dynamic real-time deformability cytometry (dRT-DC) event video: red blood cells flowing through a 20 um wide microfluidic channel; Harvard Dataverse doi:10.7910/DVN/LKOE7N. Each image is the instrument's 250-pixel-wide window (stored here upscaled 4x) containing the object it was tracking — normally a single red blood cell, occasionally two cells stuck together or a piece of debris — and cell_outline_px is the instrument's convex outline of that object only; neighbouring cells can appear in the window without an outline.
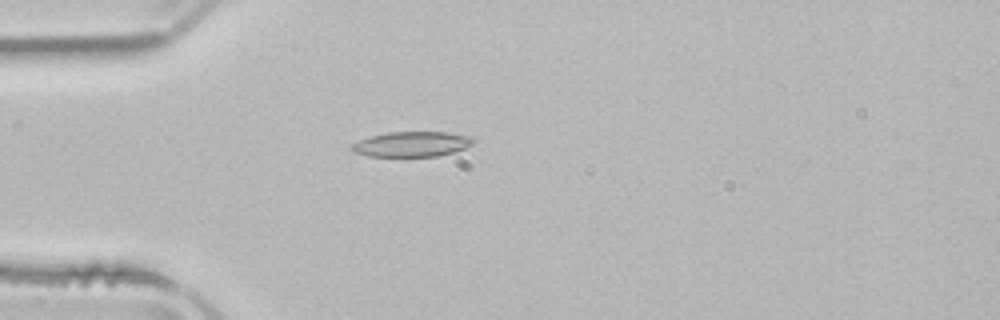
{"species": "common noctule bat (a hibernating species)", "species_latin": "Nyctalus noctula", "temperature_condition": "room temperature", "stored_images_in_passage": 1, "camera_frame_rate_fps": 3000, "um_per_image_px": 0.085, "animal": {"sex": "male", "body_mass_g": 21.5, "forearm_length_mm": 52.0}, "frame": {"image": 1, "passage_image": 1, "time_ms": 0.0, "image_size_px": [1000, 320], "cell_outline_px": [[476, 140], [472, 144], [464, 148], [452, 152], [436, 156], [368, 156], [352, 152], [352, 144], [360, 140], [372, 136], [388, 132], [448, 132], [472, 136]], "centroid_in_image_um": [35.03, 12.24], "position_along_channel_um": 50.0, "area_um2": 17.69}}